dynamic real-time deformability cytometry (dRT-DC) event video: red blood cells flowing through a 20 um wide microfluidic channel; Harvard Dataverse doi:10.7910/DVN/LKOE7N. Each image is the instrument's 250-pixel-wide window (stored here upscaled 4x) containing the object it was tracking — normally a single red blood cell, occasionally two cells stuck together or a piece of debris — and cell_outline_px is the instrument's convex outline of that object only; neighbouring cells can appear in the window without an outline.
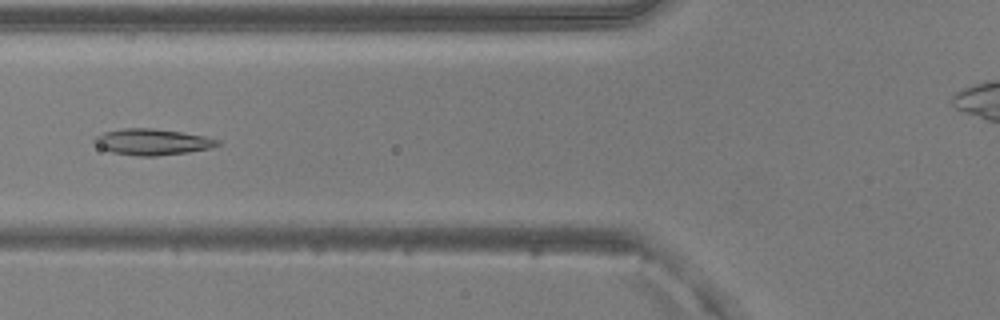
{"species": "common noctule bat (a hibernating species)", "species_latin": "Nyctalus noctula", "temperature_condition": "warm", "stored_images_in_passage": 52, "camera_frame_rate_fps": 3000, "um_per_image_px": 0.085, "animal": {"sex": "male", "body_mass_g": 20.5, "forearm_length_mm": 52.5}, "frame": {"image": 1, "passage_image": 20, "time_ms": 6.333, "image_size_px": [1000, 320], "cell_outline_px": [[220, 144], [212, 148], [188, 152], [156, 156], [136, 156], [112, 152], [100, 148], [92, 140], [96, 136], [104, 132], [124, 128], [152, 128], [180, 132], [204, 136], [220, 140]], "centroid_in_image_um": [12.94, 12.07], "position_along_channel_um": 112.9, "area_um2": 18.73}}
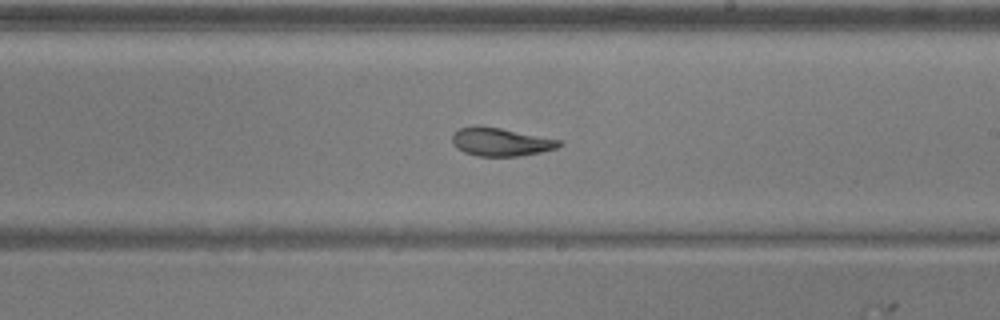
{"frame": {"image": 2, "passage_image": 30, "time_ms": 9.667, "image_size_px": [1000, 320], "cell_outline_px": [[564, 144], [556, 148], [540, 152], [520, 156], [476, 156], [464, 152], [456, 148], [452, 140], [452, 132], [460, 128], [472, 124], [476, 124], [500, 128], [560, 140]], "centroid_in_image_um": [42.5, 12.05], "position_along_channel_um": 246.5, "area_um2": 17.74}}
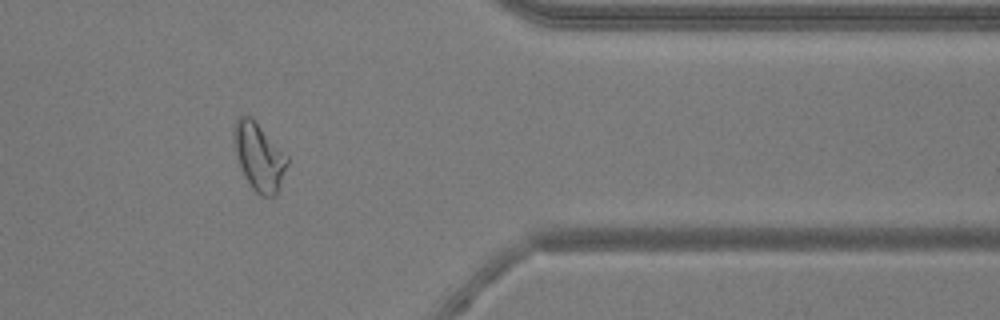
{"frame": {"image": 3, "passage_image": 42, "time_ms": 13.667, "image_size_px": [1000, 320], "cell_outline_px": [[288, 164], [280, 188], [276, 196], [260, 196], [252, 188], [244, 176], [236, 152], [232, 132], [236, 116], [252, 116], [288, 156]], "centroid_in_image_um": [22.03, 13.31], "position_along_channel_um": 389.4, "area_um2": 21.21}, "authors_computed_cell_mechanics": {"area_um2": 19.8543, "velocity_mm_per_s": 3.9983, "shape_relaxation_time_tau1_ms": 10.601, "shape_relaxation_time_tau2_ms": 2.1896, "deformation_change_tau1": 0.2189, "deformation_change_tau2": 0.0849}}